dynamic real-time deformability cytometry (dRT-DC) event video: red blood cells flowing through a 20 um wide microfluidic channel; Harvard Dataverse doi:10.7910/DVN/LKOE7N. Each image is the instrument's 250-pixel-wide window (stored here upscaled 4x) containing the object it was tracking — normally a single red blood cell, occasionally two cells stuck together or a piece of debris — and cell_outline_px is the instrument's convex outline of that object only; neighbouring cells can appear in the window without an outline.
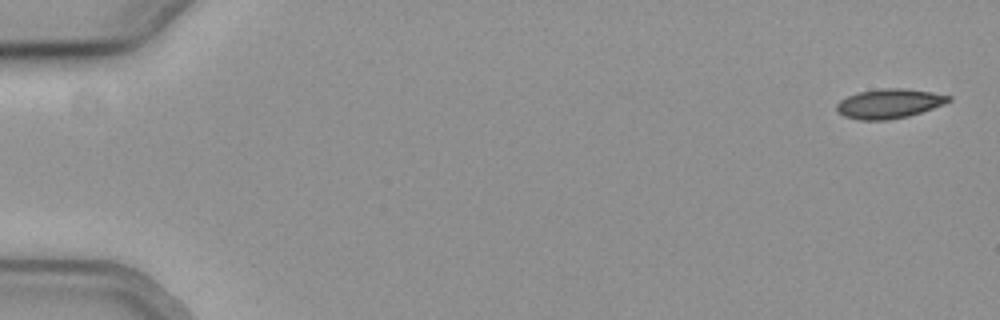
{"species": "common noctule bat (a hibernating species)", "species_latin": "Nyctalus noctula", "temperature_condition": "cold", "stored_images_in_passage": 41, "camera_frame_rate_fps": 3000, "um_per_image_px": 0.085, "animal": {"sex": "female", "body_mass_g": 19.3, "forearm_length_mm": 54.1}, "frame": {"image": 1, "passage_image": 1, "time_ms": 0.0, "image_size_px": [1000, 320], "cell_outline_px": [[952, 100], [944, 104], [908, 116], [884, 120], [860, 120], [844, 116], [836, 108], [836, 104], [840, 100], [848, 96], [860, 92], [884, 88], [904, 88], [932, 92], [952, 96]], "centroid_in_image_um": [75.6, 8.8], "position_along_channel_um": 9.4, "area_um2": 19.02}}
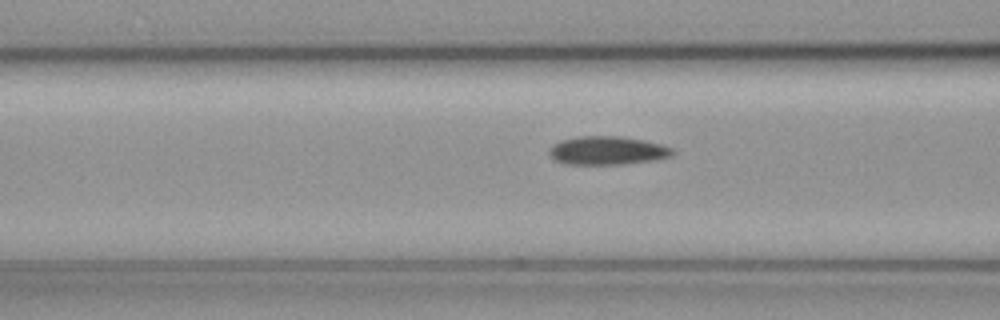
{"frame": {"image": 2, "passage_image": 22, "time_ms": 7.0, "image_size_px": [1000, 320], "cell_outline_px": [[676, 152], [672, 156], [656, 160], [620, 164], [564, 164], [556, 160], [548, 152], [552, 144], [560, 140], [580, 136], [620, 136], [644, 140], [660, 144], [672, 148]], "centroid_in_image_um": [51.64, 12.79], "position_along_channel_um": 115.0, "area_um2": 20.52}}
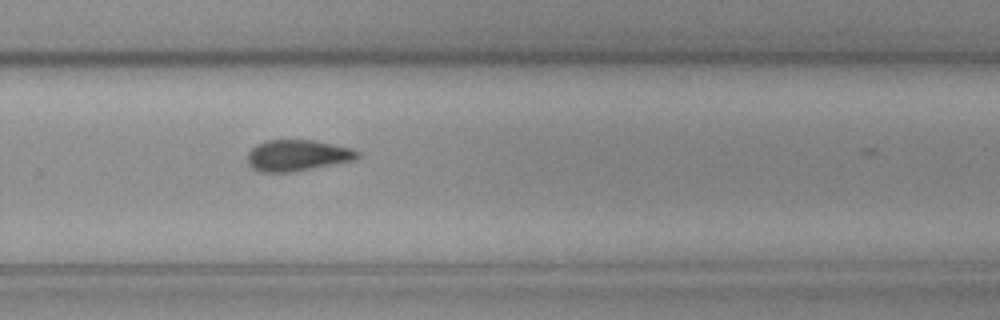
{"frame": {"image": 3, "passage_image": 37, "time_ms": 12.0, "image_size_px": [1000, 320], "cell_outline_px": [[360, 156], [356, 160], [292, 172], [260, 172], [252, 168], [248, 164], [248, 152], [256, 144], [264, 140], [312, 140], [352, 148], [360, 152]], "centroid_in_image_um": [25.28, 13.21], "position_along_channel_um": 304.5, "area_um2": 20.11}}